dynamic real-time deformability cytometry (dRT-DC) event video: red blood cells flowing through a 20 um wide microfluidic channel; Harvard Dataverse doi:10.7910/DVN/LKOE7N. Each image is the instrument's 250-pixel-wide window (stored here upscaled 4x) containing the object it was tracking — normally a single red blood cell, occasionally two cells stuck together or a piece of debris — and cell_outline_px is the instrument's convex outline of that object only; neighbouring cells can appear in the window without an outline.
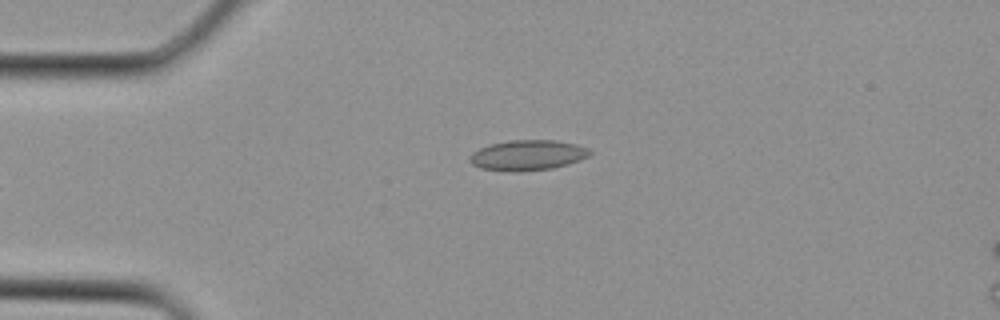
{"species": "Egyptian fruit bat (a non-hibernating species)", "species_latin": "Rousettus aegyptiacus", "temperature_condition": "cold", "stored_images_in_passage": 4, "camera_frame_rate_fps": 3000, "um_per_image_px": 0.085, "animal": {"sex": "female"}, "frame": {"image": 1, "passage_image": 4, "time_ms": 1.0, "image_size_px": [1000, 320], "cell_outline_px": [[592, 152], [588, 156], [580, 160], [568, 164], [552, 168], [516, 172], [480, 168], [472, 164], [468, 156], [472, 152], [480, 148], [492, 144], [512, 140], [556, 140], [576, 144], [588, 148]], "centroid_in_image_um": [44.85, 13.19], "position_along_channel_um": 40.1, "area_um2": 21.15}}